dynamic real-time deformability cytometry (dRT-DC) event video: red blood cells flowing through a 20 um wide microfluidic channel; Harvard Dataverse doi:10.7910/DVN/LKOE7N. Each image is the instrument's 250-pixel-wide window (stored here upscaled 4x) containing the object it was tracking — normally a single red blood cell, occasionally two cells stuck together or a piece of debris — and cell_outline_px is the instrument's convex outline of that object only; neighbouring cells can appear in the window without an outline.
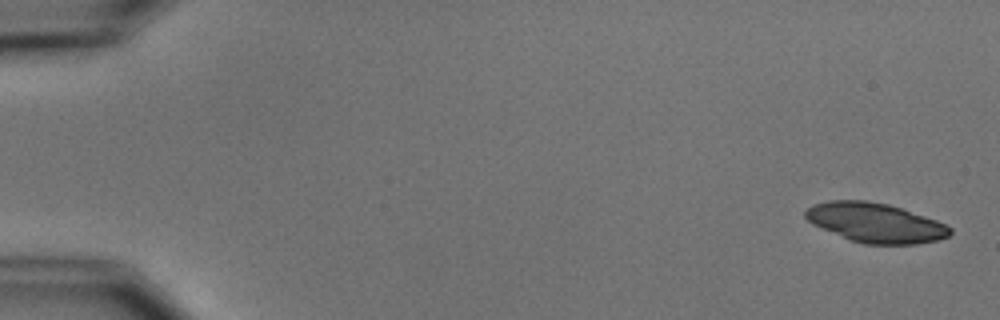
{"species": "common noctule bat (a hibernating species)", "species_latin": "Nyctalus noctula", "temperature_condition": "cold", "stored_images_in_passage": 8, "camera_frame_rate_fps": 3000, "um_per_image_px": 0.085, "animal": {"sex": "male", "body_mass_g": 15.6}, "frame": {"image": 1, "passage_image": 1, "time_ms": 0.0, "image_size_px": [1000, 320], "cell_outline_px": [[952, 232], [948, 236], [936, 240], [916, 244], [864, 244], [848, 240], [812, 224], [804, 216], [804, 212], [812, 204], [828, 200], [864, 200], [888, 204], [936, 220], [952, 228]], "centroid_in_image_um": [74.36, 18.93], "position_along_channel_um": 10.6, "area_um2": 33.23}}
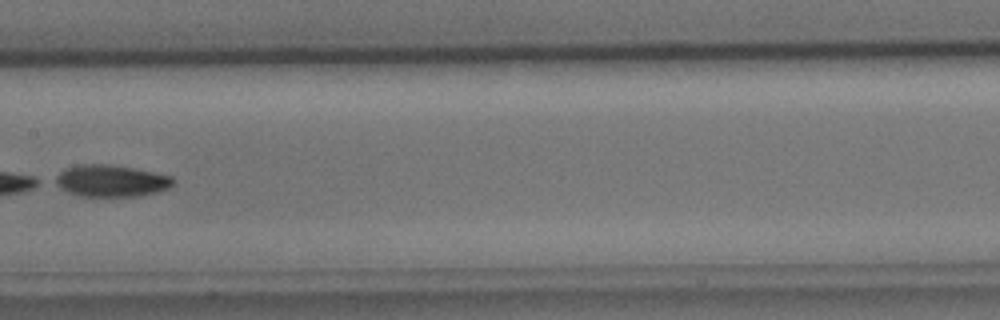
{"frame": {"image": 2, "passage_image": 8, "time_ms": 9.0, "image_size_px": [1000, 320], "cell_outline_px": [[172, 184], [168, 188], [156, 192], [136, 196], [80, 196], [68, 192], [52, 184], [48, 180], [64, 168], [80, 164], [108, 164], [132, 168], [172, 176]], "centroid_in_image_um": [9.3, 15.36], "position_along_channel_um": 198.1, "area_um2": 22.02}}